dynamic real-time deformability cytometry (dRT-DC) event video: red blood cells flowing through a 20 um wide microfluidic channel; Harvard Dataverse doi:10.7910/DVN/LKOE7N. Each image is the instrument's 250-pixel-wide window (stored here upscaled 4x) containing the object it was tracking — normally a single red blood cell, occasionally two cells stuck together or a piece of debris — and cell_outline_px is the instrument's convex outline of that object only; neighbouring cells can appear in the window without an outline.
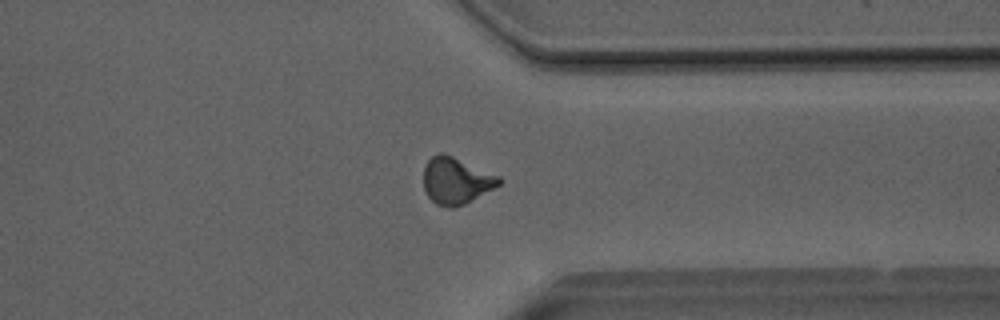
{"species": "Egyptian fruit bat (a non-hibernating species)", "species_latin": "Rousettus aegyptiacus", "temperature_condition": "room temperature", "stored_images_in_passage": 35, "camera_frame_rate_fps": 3000, "um_per_image_px": 0.085, "animal": {"sex": "male"}, "frame": {"image": 1, "passage_image": 30, "time_ms": 9.667, "image_size_px": [1000, 320], "cell_outline_px": [[504, 180], [500, 184], [472, 200], [464, 204], [452, 208], [448, 208], [436, 204], [428, 196], [424, 188], [424, 168], [428, 160], [432, 156], [440, 152], [444, 152], [500, 176]], "centroid_in_image_um": [38.77, 15.35], "position_along_channel_um": 372.6, "area_um2": 20.52}, "authors_computed_cell_mechanics": {"area_um2": 19.8254, "velocity_mm_per_s": 4.072, "shape_relaxation_time_tau1_ms": 10.7572, "shape_relaxation_time_tau2_ms": 1.5421, "deformation_change_tau1": 0.2134, "deformation_change_tau2": 0.0919}}